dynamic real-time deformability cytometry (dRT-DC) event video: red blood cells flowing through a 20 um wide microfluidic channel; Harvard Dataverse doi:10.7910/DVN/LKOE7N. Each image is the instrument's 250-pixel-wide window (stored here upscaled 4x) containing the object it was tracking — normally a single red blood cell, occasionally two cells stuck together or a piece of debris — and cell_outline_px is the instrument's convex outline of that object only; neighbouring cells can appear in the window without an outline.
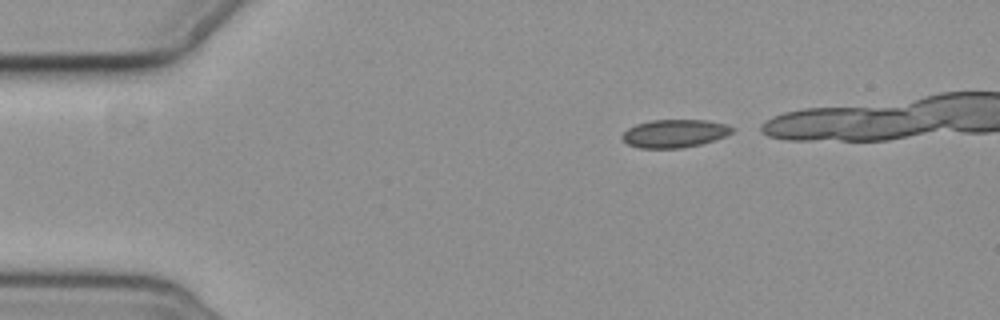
{"species": "common noctule bat (a hibernating species)", "species_latin": "Nyctalus noctula", "temperature_condition": "cold", "stored_images_in_passage": 4, "camera_frame_rate_fps": 3000, "um_per_image_px": 0.085, "animal": {"sex": "female", "body_mass_g": 19.3, "forearm_length_mm": 54.1}, "frame": {"image": 1, "passage_image": 1, "time_ms": 0.0, "image_size_px": [1000, 320], "cell_outline_px": [[736, 128], [732, 132], [716, 140], [684, 148], [640, 148], [628, 144], [620, 136], [628, 128], [636, 124], [652, 120], [708, 120], [724, 124]], "centroid_in_image_um": [57.34, 11.34], "position_along_channel_um": 27.7, "area_um2": 17.98}}